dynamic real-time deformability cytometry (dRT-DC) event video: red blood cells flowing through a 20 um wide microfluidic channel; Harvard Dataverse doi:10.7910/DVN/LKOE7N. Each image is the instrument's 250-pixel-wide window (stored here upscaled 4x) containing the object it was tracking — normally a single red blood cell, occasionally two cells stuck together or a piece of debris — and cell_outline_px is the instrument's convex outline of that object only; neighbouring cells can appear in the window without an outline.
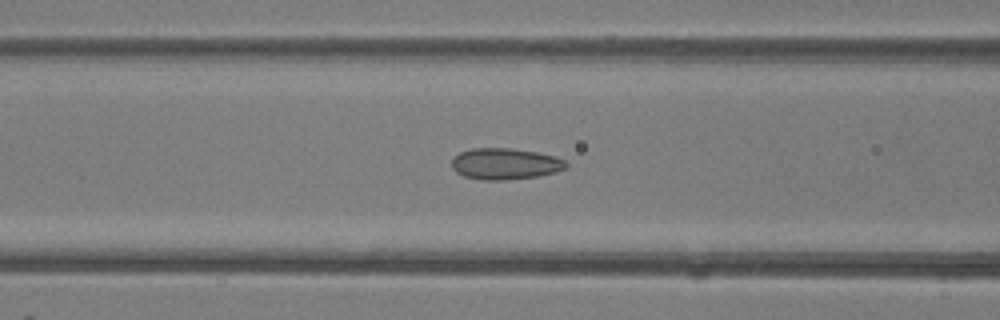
{"species": "common noctule bat (a hibernating species)", "species_latin": "Nyctalus noctula", "temperature_condition": "room temperature", "stored_images_in_passage": 41, "camera_frame_rate_fps": 3000, "um_per_image_px": 0.085, "animal": {"sex": "female"}, "frame": {"image": 1, "passage_image": 16, "time_ms": 5.0, "image_size_px": [1000, 320], "cell_outline_px": [[568, 168], [556, 172], [536, 176], [508, 180], [480, 180], [464, 176], [456, 172], [452, 168], [452, 160], [460, 152], [472, 148], [508, 148], [536, 152], [556, 156], [564, 160], [568, 164]], "centroid_in_image_um": [42.95, 13.93], "position_along_channel_um": 123.7, "area_um2": 20.92}}
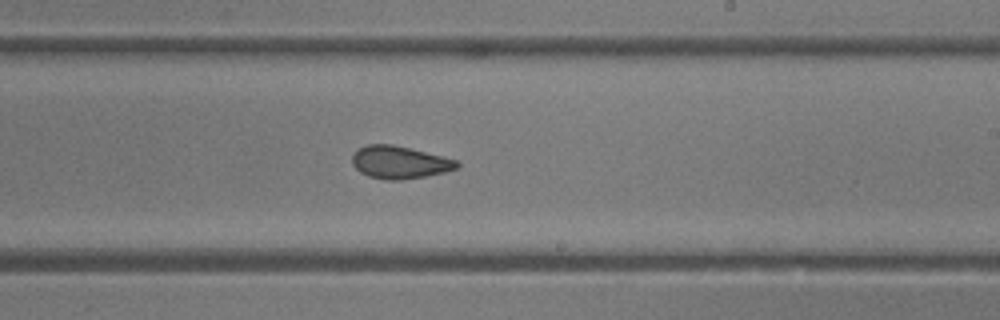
{"frame": {"image": 2, "passage_image": 24, "time_ms": 7.667, "image_size_px": [1000, 320], "cell_outline_px": [[460, 164], [456, 168], [444, 172], [424, 176], [400, 180], [384, 180], [368, 176], [360, 172], [352, 164], [352, 156], [360, 148], [368, 144], [392, 144], [456, 160]], "centroid_in_image_um": [33.92, 13.81], "position_along_channel_um": 255.1, "area_um2": 19.54}}
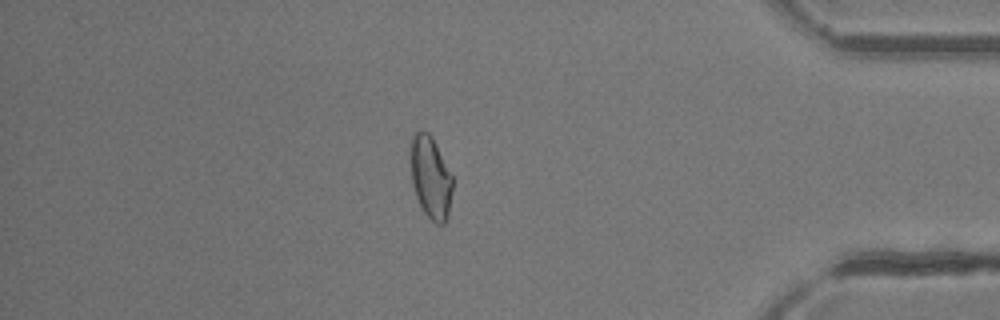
{"frame": {"image": 3, "passage_image": 35, "time_ms": 11.333, "image_size_px": [1000, 320], "cell_outline_px": [[452, 188], [448, 216], [444, 224], [436, 224], [424, 212], [416, 196], [412, 184], [408, 148], [412, 132], [420, 128], [424, 128], [432, 136], [452, 176]], "centroid_in_image_um": [36.55, 14.97], "position_along_channel_um": 398.7, "area_um2": 20.69}}